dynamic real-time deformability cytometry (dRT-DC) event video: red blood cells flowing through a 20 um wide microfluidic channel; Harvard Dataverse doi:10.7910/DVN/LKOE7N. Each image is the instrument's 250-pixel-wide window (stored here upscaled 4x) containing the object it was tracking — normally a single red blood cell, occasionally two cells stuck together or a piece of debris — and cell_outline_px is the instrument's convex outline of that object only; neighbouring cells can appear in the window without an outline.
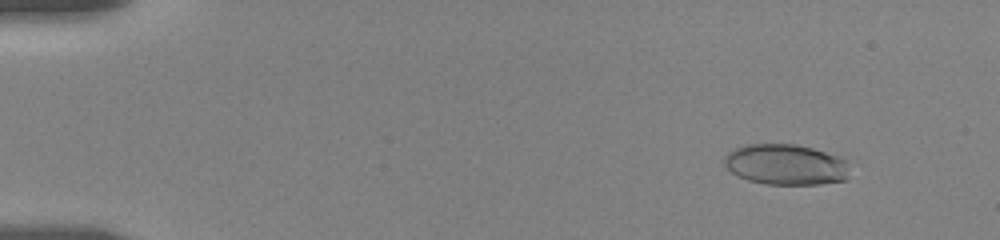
{"species": "human", "species_latin": "Homo sapiens", "temperature_condition": "room temperature", "stored_images_in_passage": 14, "camera_frame_rate_fps": 3000, "um_per_image_px": 0.085, "donor": {"sex": "female"}, "frame": {"image": 1, "passage_image": 3, "time_ms": 1.333, "image_size_px": [1000, 240], "cell_outline_px": [[844, 180], [820, 184], [764, 184], [748, 180], [732, 172], [724, 164], [724, 156], [728, 152], [744, 144], [792, 144], [812, 148], [836, 156], [844, 160]], "centroid_in_image_um": [66.68, 13.98], "position_along_channel_um": 18.3, "area_um2": 29.02}}
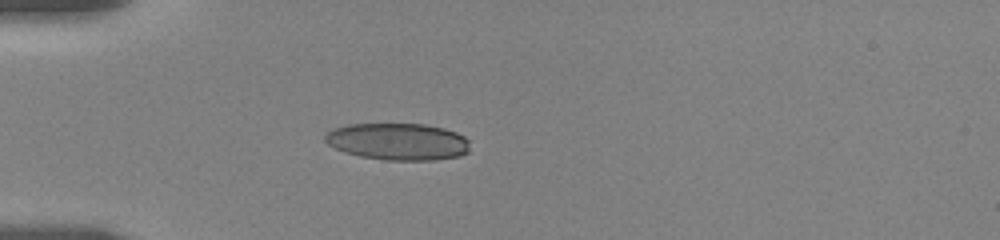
{"frame": {"image": 2, "passage_image": 10, "time_ms": 5.0, "image_size_px": [1000, 240], "cell_outline_px": [[468, 152], [460, 156], [436, 160], [384, 160], [360, 156], [344, 152], [328, 144], [324, 140], [324, 136], [332, 128], [348, 124], [424, 124], [444, 128], [456, 132], [464, 136], [468, 140]], "centroid_in_image_um": [33.82, 12.03], "position_along_channel_um": 51.2, "area_um2": 31.33}}
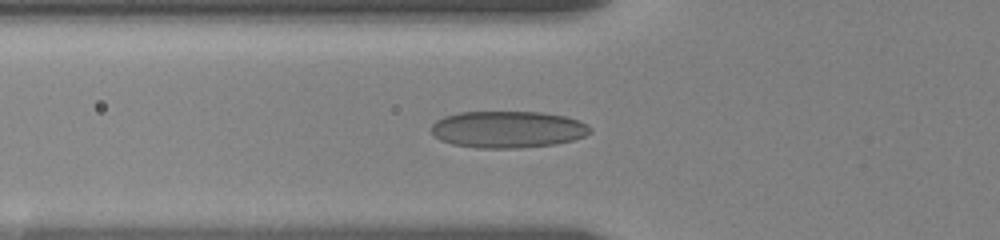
{"frame": {"image": 3, "passage_image": 13, "time_ms": 6.333, "image_size_px": [1000, 240], "cell_outline_px": [[592, 132], [584, 136], [572, 140], [556, 144], [520, 148], [476, 148], [452, 144], [440, 140], [432, 136], [432, 124], [436, 120], [444, 116], [460, 112], [540, 112], [564, 116], [580, 120], [588, 124], [592, 128]], "centroid_in_image_um": [43.16, 11.0], "position_along_channel_um": 82.6, "area_um2": 34.39}}